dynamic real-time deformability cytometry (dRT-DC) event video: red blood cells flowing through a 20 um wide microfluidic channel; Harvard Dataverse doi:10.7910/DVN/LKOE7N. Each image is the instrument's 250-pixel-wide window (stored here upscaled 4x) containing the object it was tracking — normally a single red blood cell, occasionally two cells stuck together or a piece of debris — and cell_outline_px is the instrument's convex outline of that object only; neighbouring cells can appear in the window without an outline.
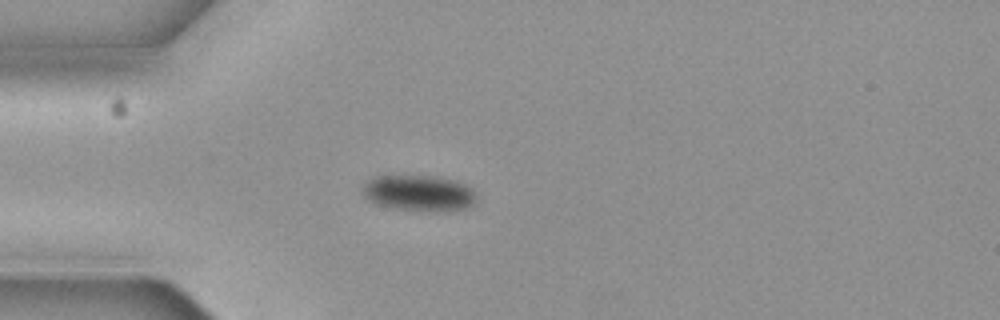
{"species": "common noctule bat (a hibernating species)", "species_latin": "Nyctalus noctula", "temperature_condition": "cold", "stored_images_in_passage": 1, "camera_frame_rate_fps": 3000, "um_per_image_px": 0.085, "animal": {"sex": "female", "body_mass_g": 19.3, "forearm_length_mm": 54.1}, "frame": {"image": 1, "passage_image": 1, "time_ms": 0.0, "image_size_px": [1000, 320], "cell_outline_px": [[476, 200], [472, 204], [464, 208], [432, 212], [396, 208], [376, 204], [368, 200], [364, 196], [364, 184], [372, 176], [432, 176], [456, 180], [472, 188], [476, 192]], "centroid_in_image_um": [35.62, 16.41], "position_along_channel_um": 49.4, "area_um2": 23.76}}